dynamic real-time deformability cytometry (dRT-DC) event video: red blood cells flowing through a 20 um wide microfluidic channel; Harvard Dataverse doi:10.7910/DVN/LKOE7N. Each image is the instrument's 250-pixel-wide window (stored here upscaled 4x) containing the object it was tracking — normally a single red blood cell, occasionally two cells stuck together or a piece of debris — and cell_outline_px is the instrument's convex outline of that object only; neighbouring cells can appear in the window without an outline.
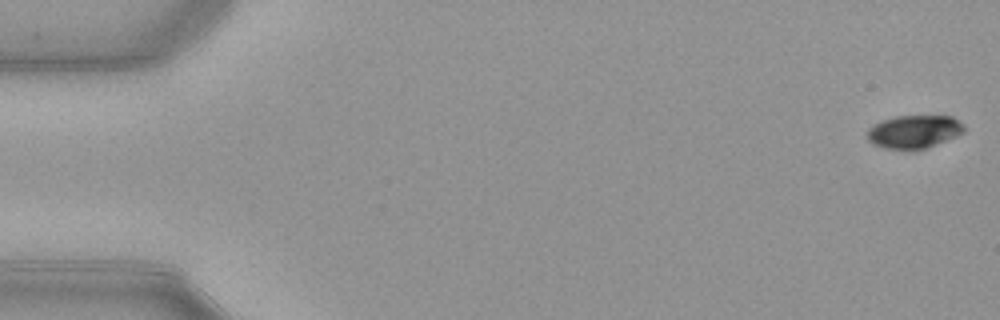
{"species": "common noctule bat (a hibernating species)", "species_latin": "Nyctalus noctula", "temperature_condition": "warm", "stored_images_in_passage": 53, "camera_frame_rate_fps": 3000, "um_per_image_px": 0.085, "animal": {"sex": "female", "body_mass_g": 21.9}, "frame": {"image": 1, "passage_image": 1, "time_ms": 0.0, "image_size_px": [1000, 320], "cell_outline_px": [[964, 132], [956, 136], [928, 148], [916, 152], [908, 152], [884, 148], [872, 144], [868, 140], [868, 128], [872, 124], [896, 116], [952, 116], [964, 124]], "centroid_in_image_um": [77.68, 11.24], "position_along_channel_um": 7.3, "area_um2": 19.25}}
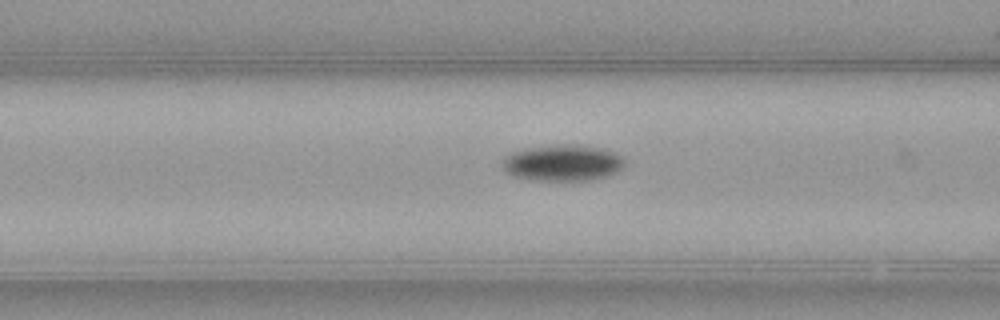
{"frame": {"image": 2, "passage_image": 21, "time_ms": 6.667, "image_size_px": [1000, 320], "cell_outline_px": [[624, 168], [616, 172], [592, 180], [532, 180], [512, 176], [500, 164], [504, 156], [512, 152], [528, 148], [556, 144], [580, 144], [604, 148], [620, 156], [624, 160]], "centroid_in_image_um": [47.81, 13.83], "position_along_channel_um": 118.8, "area_um2": 26.01}}
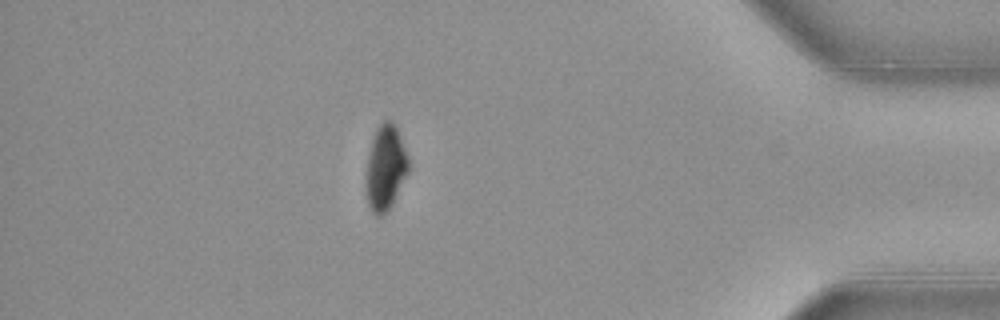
{"frame": {"image": 3, "passage_image": 46, "time_ms": 15.0, "image_size_px": [1000, 320], "cell_outline_px": [[408, 172], [392, 204], [384, 216], [376, 216], [372, 212], [368, 204], [364, 184], [364, 176], [372, 136], [376, 128], [384, 120], [392, 120], [396, 124], [408, 156]], "centroid_in_image_um": [32.73, 14.25], "position_along_channel_um": 402.5, "area_um2": 21.56}, "authors_computed_cell_mechanics": {"area_um2": 21.9062, "velocity_mm_per_s": 3.9374, "shape_relaxation_time_tau1_ms": 1.8596, "shape_relaxation_time_tau2_ms": null, "deformation_change_tau1": 0.1076, "deformation_change_tau2": null}}